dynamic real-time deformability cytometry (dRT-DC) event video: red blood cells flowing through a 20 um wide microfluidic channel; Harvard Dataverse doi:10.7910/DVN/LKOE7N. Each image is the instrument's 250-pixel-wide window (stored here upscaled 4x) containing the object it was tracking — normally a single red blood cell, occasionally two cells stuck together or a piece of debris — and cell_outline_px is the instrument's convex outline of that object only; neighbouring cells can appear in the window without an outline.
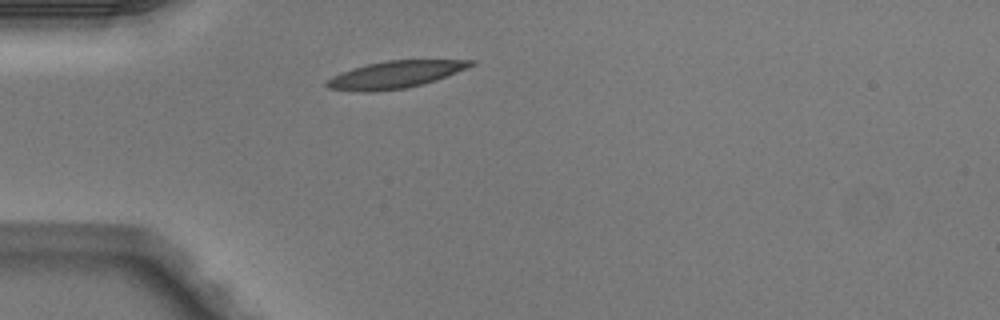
{"species": "Egyptian fruit bat (a non-hibernating species)", "species_latin": "Rousettus aegyptiacus", "temperature_condition": "warm", "stored_images_in_passage": 1, "camera_frame_rate_fps": 3000, "um_per_image_px": 0.085, "animal": {"sex": "male"}, "frame": {"image": 1, "passage_image": 1, "time_ms": 0.0, "image_size_px": [1000, 320], "cell_outline_px": [[476, 64], [436, 80], [404, 88], [368, 92], [360, 92], [328, 88], [324, 84], [324, 80], [340, 72], [352, 68], [368, 64], [388, 60], [476, 60]], "centroid_in_image_um": [33.53, 6.34], "position_along_channel_um": 51.5, "area_um2": 22.66}}